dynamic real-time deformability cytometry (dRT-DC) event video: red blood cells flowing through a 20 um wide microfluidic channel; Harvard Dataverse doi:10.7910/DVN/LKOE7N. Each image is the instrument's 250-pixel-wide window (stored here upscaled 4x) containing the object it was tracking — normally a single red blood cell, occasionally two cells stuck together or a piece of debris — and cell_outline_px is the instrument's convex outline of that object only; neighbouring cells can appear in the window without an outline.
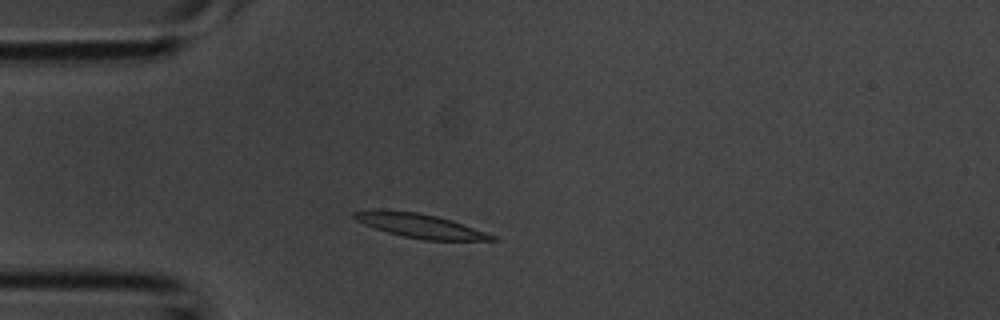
{"species": "common noctule bat (a hibernating species)", "species_latin": "Nyctalus noctula", "temperature_condition": "room temperature", "stored_images_in_passage": 2, "camera_frame_rate_fps": 3000, "um_per_image_px": 0.085, "animal": {"sex": "male", "body_mass_g": 20.1, "forearm_length_mm": 53.5}, "frame": {"image": 1, "passage_image": 2, "time_ms": 0.333, "image_size_px": [1000, 320], "cell_outline_px": [[500, 240], [424, 240], [404, 236], [388, 232], [364, 224], [356, 220], [352, 216], [352, 212], [380, 208], [384, 208], [416, 212], [436, 216], [452, 220], [496, 236]], "centroid_in_image_um": [35.66, 19.16], "position_along_channel_um": 49.3, "area_um2": 19.36}}